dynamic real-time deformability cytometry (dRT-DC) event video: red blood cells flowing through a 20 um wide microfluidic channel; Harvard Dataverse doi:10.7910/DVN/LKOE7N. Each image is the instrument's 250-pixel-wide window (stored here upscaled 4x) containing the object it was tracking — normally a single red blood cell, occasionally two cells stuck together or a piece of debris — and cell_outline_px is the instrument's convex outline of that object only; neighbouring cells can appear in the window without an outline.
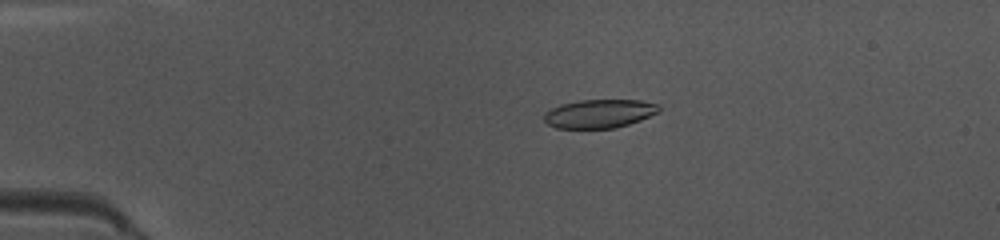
{"species": "common noctule bat (a hibernating species)", "species_latin": "Nyctalus noctula", "temperature_condition": "warm", "stored_images_in_passage": 49, "camera_frame_rate_fps": 3000, "um_per_image_px": 0.085, "animal": {"sex": "female", "body_mass_g": 10.0, "forearm_length_mm": 53.1}, "frame": {"image": 1, "passage_image": 11, "time_ms": 3.333, "image_size_px": [1000, 240], "cell_outline_px": [[660, 112], [640, 120], [616, 128], [556, 128], [548, 124], [544, 120], [544, 112], [560, 104], [580, 100], [640, 100], [660, 104]], "centroid_in_image_um": [50.96, 9.65], "position_along_channel_um": 34.0, "area_um2": 19.25}}
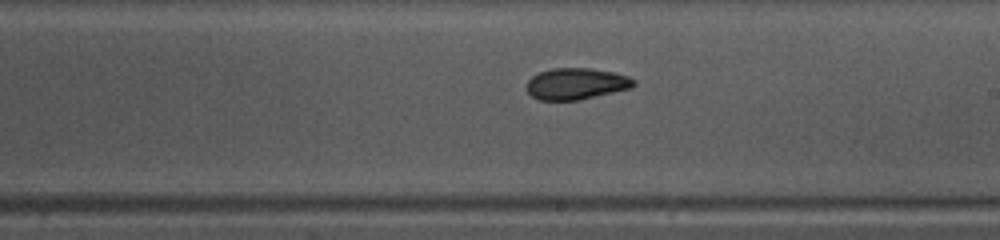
{"frame": {"image": 2, "passage_image": 29, "time_ms": 9.333, "image_size_px": [1000, 240], "cell_outline_px": [[636, 84], [632, 88], [580, 100], [536, 100], [528, 92], [528, 80], [532, 76], [540, 72], [552, 68], [592, 68], [612, 72], [628, 76], [636, 80]], "centroid_in_image_um": [49.0, 7.12], "position_along_channel_um": 240.0, "area_um2": 19.71}}
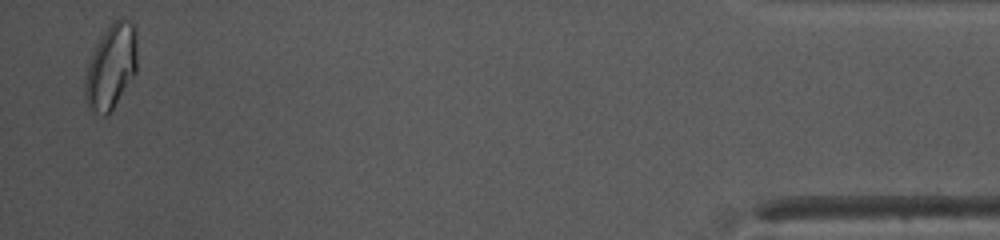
{"frame": {"image": 3, "passage_image": 48, "time_ms": 15.667, "image_size_px": [1000, 240], "cell_outline_px": [[136, 72], [112, 108], [104, 116], [88, 108], [84, 96], [84, 80], [88, 64], [92, 52], [96, 44], [104, 32], [120, 16], [124, 16], [132, 20], [136, 24]], "centroid_in_image_um": [9.44, 5.61], "position_along_channel_um": 425.8, "area_um2": 25.72}, "authors_computed_cell_mechanics": {"area_um2": 19.8254, "velocity_mm_per_s": 4.1333, "shape_relaxation_time_tau1_ms": 9.6778, "shape_relaxation_time_tau2_ms": 2.6126, "deformation_change_tau1": 0.1946, "deformation_change_tau2": 0.0645}}